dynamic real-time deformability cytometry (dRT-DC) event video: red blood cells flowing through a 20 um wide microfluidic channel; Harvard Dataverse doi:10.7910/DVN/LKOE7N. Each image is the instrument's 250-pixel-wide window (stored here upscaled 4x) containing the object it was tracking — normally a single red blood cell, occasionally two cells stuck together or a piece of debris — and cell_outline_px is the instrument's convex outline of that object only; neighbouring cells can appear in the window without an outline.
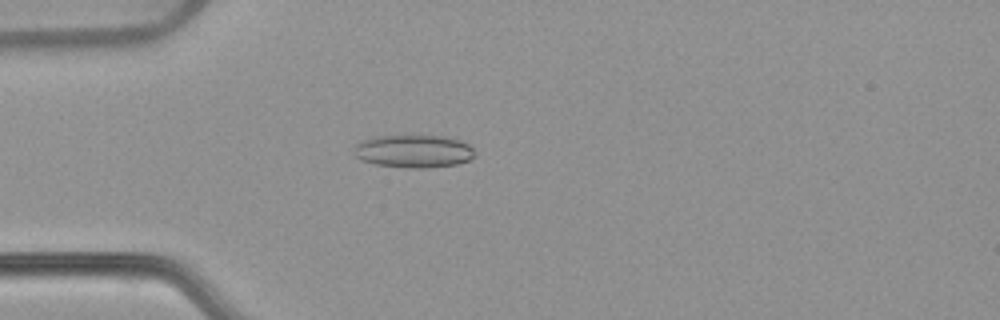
{"species": "common noctule bat (a hibernating species)", "species_latin": "Nyctalus noctula", "temperature_condition": "warm", "stored_images_in_passage": 53, "camera_frame_rate_fps": 3000, "um_per_image_px": 0.085, "animal": {"sex": "female", "body_mass_g": 22.7, "forearm_length_mm": 54.2}, "frame": {"image": 1, "passage_image": 15, "time_ms": 4.667, "image_size_px": [1000, 320], "cell_outline_px": [[476, 156], [468, 160], [456, 164], [424, 168], [408, 168], [376, 164], [360, 160], [352, 152], [352, 148], [356, 144], [364, 140], [376, 136], [448, 136], [460, 140], [468, 144], [476, 152]], "centroid_in_image_um": [35.16, 12.85], "position_along_channel_um": 49.8, "area_um2": 23.24}}
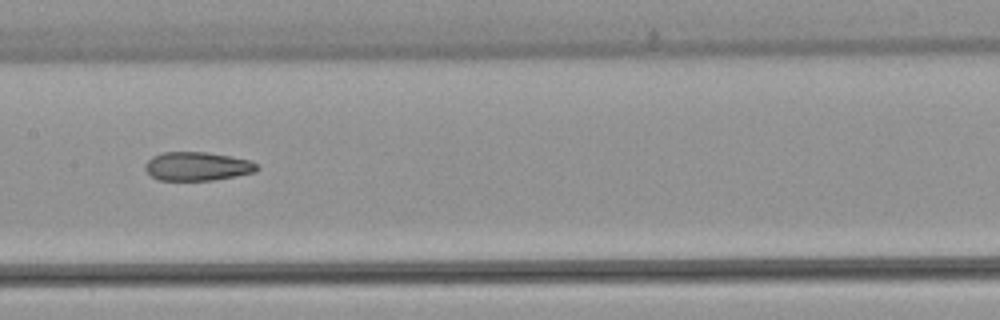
{"frame": {"image": 2, "passage_image": 27, "time_ms": 8.667, "image_size_px": [1000, 320], "cell_outline_px": [[260, 168], [256, 172], [236, 176], [212, 180], [160, 180], [152, 176], [144, 168], [144, 164], [152, 156], [164, 152], [204, 152], [228, 156], [248, 160], [256, 164]], "centroid_in_image_um": [16.76, 14.14], "position_along_channel_um": 190.6, "area_um2": 18.55}}
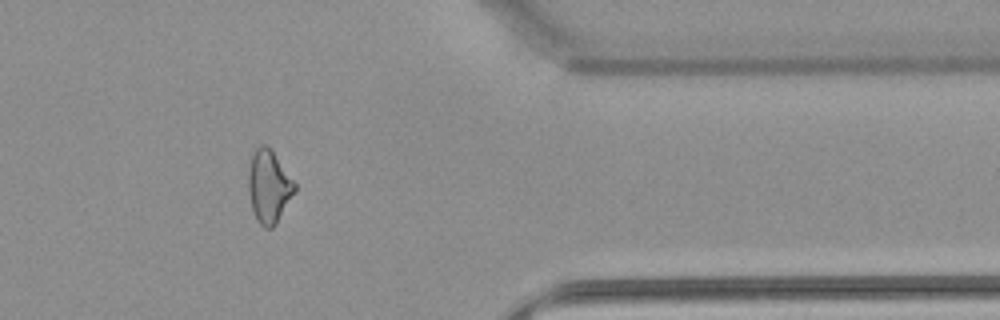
{"frame": {"image": 3, "passage_image": 44, "time_ms": 14.333, "image_size_px": [1000, 320], "cell_outline_px": [[296, 188], [276, 224], [272, 228], [264, 228], [256, 220], [252, 208], [248, 192], [248, 172], [252, 156], [256, 148], [260, 144], [264, 144], [272, 152], [296, 184]], "centroid_in_image_um": [22.82, 15.89], "position_along_channel_um": 388.6, "area_um2": 19.19}, "authors_computed_cell_mechanics": {"area_um2": 20.7502, "velocity_mm_per_s": 3.828, "shape_relaxation_time_tau1_ms": null, "shape_relaxation_time_tau2_ms": 3.9803, "deformation_change_tau1": null, "deformation_change_tau2": 0.1135}}